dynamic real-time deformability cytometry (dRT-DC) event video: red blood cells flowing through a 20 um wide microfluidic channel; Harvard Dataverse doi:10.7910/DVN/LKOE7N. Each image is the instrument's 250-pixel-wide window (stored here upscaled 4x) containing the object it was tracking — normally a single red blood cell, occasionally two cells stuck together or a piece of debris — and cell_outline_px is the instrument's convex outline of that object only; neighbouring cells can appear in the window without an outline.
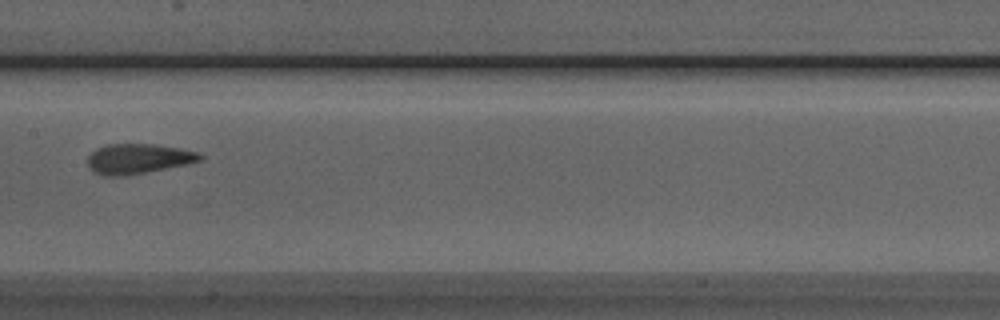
{"species": "Egyptian fruit bat (a non-hibernating species)", "species_latin": "Rousettus aegyptiacus", "temperature_condition": "room temperature", "stored_images_in_passage": 6, "camera_frame_rate_fps": 3000, "um_per_image_px": 0.085, "animal": {"sex": "male"}, "frame": {"image": 1, "passage_image": 6, "time_ms": 1.667, "image_size_px": [1000, 320], "cell_outline_px": [[204, 160], [144, 172], [120, 176], [104, 176], [88, 168], [88, 156], [96, 148], [108, 144], [152, 144], [180, 148], [200, 152], [204, 156]], "centroid_in_image_um": [11.75, 13.48], "position_along_channel_um": 195.7, "area_um2": 19.48}}